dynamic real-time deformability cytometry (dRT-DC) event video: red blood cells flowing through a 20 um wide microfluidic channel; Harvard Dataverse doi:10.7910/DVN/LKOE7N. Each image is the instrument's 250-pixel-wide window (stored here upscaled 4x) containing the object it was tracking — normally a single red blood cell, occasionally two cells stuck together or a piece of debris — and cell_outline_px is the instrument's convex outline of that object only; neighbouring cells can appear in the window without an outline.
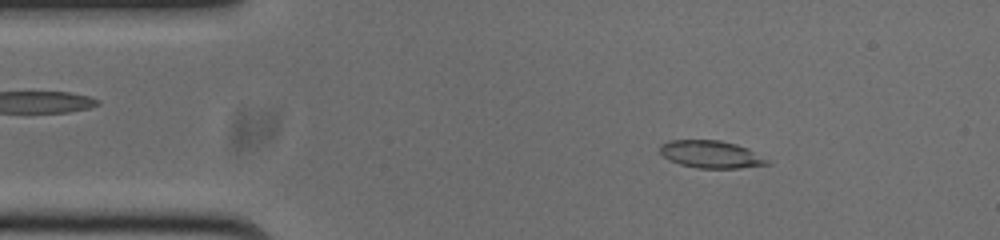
{"species": "common noctule bat (a hibernating species)", "species_latin": "Nyctalus noctula", "temperature_condition": "cold", "stored_images_in_passage": 52, "camera_frame_rate_fps": 3000, "um_per_image_px": 0.085, "animal": {"sex": "male", "body_mass_g": 20.0, "forearm_length_mm": 53.3}, "frame": {"image": 1, "passage_image": 7, "time_ms": 2.0, "image_size_px": [1000, 240], "cell_outline_px": [[772, 164], [740, 168], [696, 168], [680, 164], [668, 160], [660, 152], [660, 144], [668, 140], [720, 140], [736, 144], [748, 148], [768, 160]], "centroid_in_image_um": [60.42, 13.12], "position_along_channel_um": 24.6, "area_um2": 17.22}}
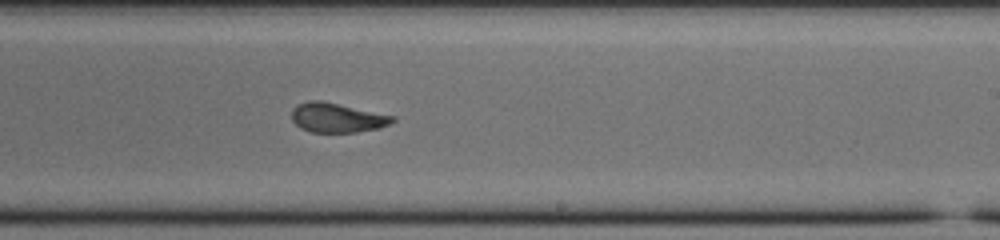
{"frame": {"image": 2, "passage_image": 30, "time_ms": 9.667, "image_size_px": [1000, 240], "cell_outline_px": [[396, 120], [380, 128], [356, 132], [312, 132], [300, 128], [292, 120], [292, 108], [308, 100], [320, 100], [396, 116]], "centroid_in_image_um": [28.66, 10.0], "position_along_channel_um": 260.3, "area_um2": 17.28}}
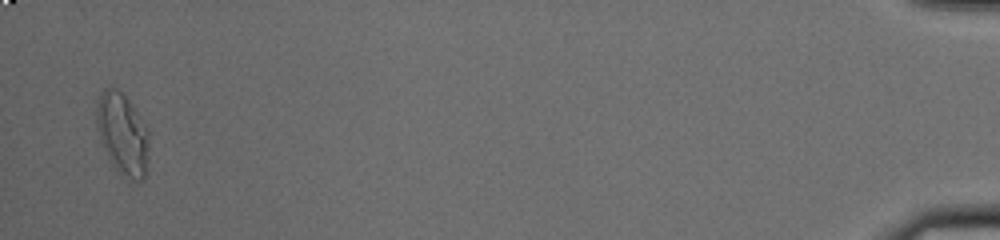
{"frame": {"image": 3, "passage_image": 51, "time_ms": 16.667, "image_size_px": [1000, 240], "cell_outline_px": [[148, 156], [144, 180], [132, 180], [120, 172], [112, 164], [100, 140], [96, 124], [96, 100], [100, 92], [104, 88], [116, 88], [132, 104], [148, 128]], "centroid_in_image_um": [10.4, 11.35], "position_along_channel_um": 424.8, "area_um2": 24.91}, "authors_computed_cell_mechanics": {"area_um2": 17.8313, "velocity_mm_per_s": 3.7581, "shape_relaxation_time_tau1_ms": 6.6135, "shape_relaxation_time_tau2_ms": 1.1365, "deformation_change_tau1": 0.2023, "deformation_change_tau2": 0.0671}}